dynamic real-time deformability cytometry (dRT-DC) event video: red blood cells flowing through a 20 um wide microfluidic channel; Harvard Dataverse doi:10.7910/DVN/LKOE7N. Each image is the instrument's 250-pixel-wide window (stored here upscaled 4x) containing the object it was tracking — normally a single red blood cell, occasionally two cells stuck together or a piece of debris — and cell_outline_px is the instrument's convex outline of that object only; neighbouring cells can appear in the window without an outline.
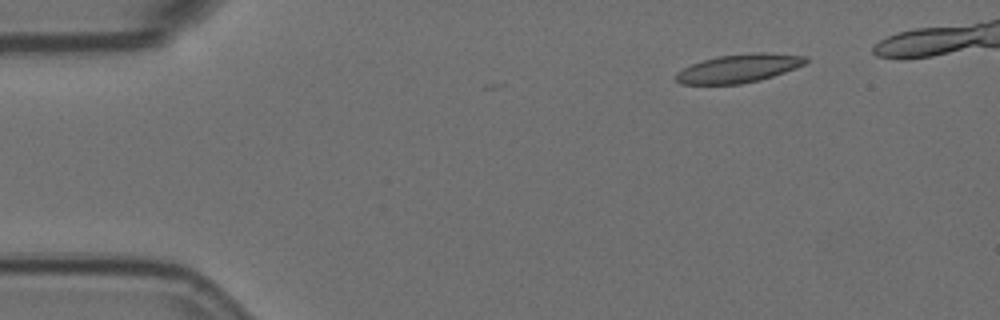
{"species": "Egyptian fruit bat (a non-hibernating species)", "species_latin": "Rousettus aegyptiacus", "temperature_condition": "room temperature", "stored_images_in_passage": 4, "camera_frame_rate_fps": 3000, "um_per_image_px": 0.085, "animal": {"sex": "female"}, "frame": {"image": 1, "passage_image": 1, "time_ms": 0.0, "image_size_px": [1000, 320], "cell_outline_px": [[808, 60], [804, 64], [796, 68], [760, 80], [740, 84], [680, 84], [676, 80], [676, 72], [692, 64], [716, 56], [756, 52], [764, 52], [808, 56]], "centroid_in_image_um": [62.81, 5.8], "position_along_channel_um": 22.2, "area_um2": 21.44}}